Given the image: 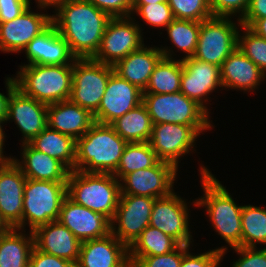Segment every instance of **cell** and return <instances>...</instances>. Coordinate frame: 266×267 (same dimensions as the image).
Segmentation results:
<instances>
[{
  "mask_svg": "<svg viewBox=\"0 0 266 267\" xmlns=\"http://www.w3.org/2000/svg\"><path fill=\"white\" fill-rule=\"evenodd\" d=\"M10 228L0 238V267H29V258L34 247L32 231Z\"/></svg>",
  "mask_w": 266,
  "mask_h": 267,
  "instance_id": "29",
  "label": "cell"
},
{
  "mask_svg": "<svg viewBox=\"0 0 266 267\" xmlns=\"http://www.w3.org/2000/svg\"><path fill=\"white\" fill-rule=\"evenodd\" d=\"M26 179L12 159L0 162V215L10 228L22 229Z\"/></svg>",
  "mask_w": 266,
  "mask_h": 267,
  "instance_id": "18",
  "label": "cell"
},
{
  "mask_svg": "<svg viewBox=\"0 0 266 267\" xmlns=\"http://www.w3.org/2000/svg\"><path fill=\"white\" fill-rule=\"evenodd\" d=\"M155 199L146 196L120 195L118 207L111 220V233L129 247L149 226Z\"/></svg>",
  "mask_w": 266,
  "mask_h": 267,
  "instance_id": "11",
  "label": "cell"
},
{
  "mask_svg": "<svg viewBox=\"0 0 266 267\" xmlns=\"http://www.w3.org/2000/svg\"><path fill=\"white\" fill-rule=\"evenodd\" d=\"M178 169L171 163L158 161L154 166L125 175L120 182V195L162 198L174 190Z\"/></svg>",
  "mask_w": 266,
  "mask_h": 267,
  "instance_id": "12",
  "label": "cell"
},
{
  "mask_svg": "<svg viewBox=\"0 0 266 267\" xmlns=\"http://www.w3.org/2000/svg\"><path fill=\"white\" fill-rule=\"evenodd\" d=\"M68 0H35L36 3H38V8L41 9H47L49 7L55 8V12L64 5Z\"/></svg>",
  "mask_w": 266,
  "mask_h": 267,
  "instance_id": "49",
  "label": "cell"
},
{
  "mask_svg": "<svg viewBox=\"0 0 266 267\" xmlns=\"http://www.w3.org/2000/svg\"><path fill=\"white\" fill-rule=\"evenodd\" d=\"M266 18V0H250L246 14L242 19Z\"/></svg>",
  "mask_w": 266,
  "mask_h": 267,
  "instance_id": "47",
  "label": "cell"
},
{
  "mask_svg": "<svg viewBox=\"0 0 266 267\" xmlns=\"http://www.w3.org/2000/svg\"><path fill=\"white\" fill-rule=\"evenodd\" d=\"M200 134L183 124H153L148 143L160 161L173 164L178 169L179 159L191 152Z\"/></svg>",
  "mask_w": 266,
  "mask_h": 267,
  "instance_id": "13",
  "label": "cell"
},
{
  "mask_svg": "<svg viewBox=\"0 0 266 267\" xmlns=\"http://www.w3.org/2000/svg\"><path fill=\"white\" fill-rule=\"evenodd\" d=\"M29 267H76L74 263L57 256L42 252L33 247Z\"/></svg>",
  "mask_w": 266,
  "mask_h": 267,
  "instance_id": "44",
  "label": "cell"
},
{
  "mask_svg": "<svg viewBox=\"0 0 266 267\" xmlns=\"http://www.w3.org/2000/svg\"><path fill=\"white\" fill-rule=\"evenodd\" d=\"M132 16L111 17L96 55L95 61L114 66L131 52L144 45L143 29Z\"/></svg>",
  "mask_w": 266,
  "mask_h": 267,
  "instance_id": "10",
  "label": "cell"
},
{
  "mask_svg": "<svg viewBox=\"0 0 266 267\" xmlns=\"http://www.w3.org/2000/svg\"><path fill=\"white\" fill-rule=\"evenodd\" d=\"M134 13L151 27L157 28H166L175 19L168 1L154 4H132V15Z\"/></svg>",
  "mask_w": 266,
  "mask_h": 267,
  "instance_id": "38",
  "label": "cell"
},
{
  "mask_svg": "<svg viewBox=\"0 0 266 267\" xmlns=\"http://www.w3.org/2000/svg\"><path fill=\"white\" fill-rule=\"evenodd\" d=\"M163 57L155 66L149 83L143 93L167 94L180 92V82L183 73L181 59H174L172 48L160 47ZM172 52V53H171Z\"/></svg>",
  "mask_w": 266,
  "mask_h": 267,
  "instance_id": "28",
  "label": "cell"
},
{
  "mask_svg": "<svg viewBox=\"0 0 266 267\" xmlns=\"http://www.w3.org/2000/svg\"><path fill=\"white\" fill-rule=\"evenodd\" d=\"M153 124L170 123L192 126L199 134L213 128L207 112L196 101L189 99L182 92L167 94H142Z\"/></svg>",
  "mask_w": 266,
  "mask_h": 267,
  "instance_id": "6",
  "label": "cell"
},
{
  "mask_svg": "<svg viewBox=\"0 0 266 267\" xmlns=\"http://www.w3.org/2000/svg\"><path fill=\"white\" fill-rule=\"evenodd\" d=\"M159 159L148 142L127 143L116 172L119 181L127 174L154 166Z\"/></svg>",
  "mask_w": 266,
  "mask_h": 267,
  "instance_id": "33",
  "label": "cell"
},
{
  "mask_svg": "<svg viewBox=\"0 0 266 267\" xmlns=\"http://www.w3.org/2000/svg\"><path fill=\"white\" fill-rule=\"evenodd\" d=\"M201 186L203 196L193 201V206L204 207L215 232L229 247H241V213L243 205L234 201L221 182L201 164Z\"/></svg>",
  "mask_w": 266,
  "mask_h": 267,
  "instance_id": "2",
  "label": "cell"
},
{
  "mask_svg": "<svg viewBox=\"0 0 266 267\" xmlns=\"http://www.w3.org/2000/svg\"><path fill=\"white\" fill-rule=\"evenodd\" d=\"M142 94L143 91L136 85L121 78L113 71L107 82L99 108L93 115L94 121L111 124L141 104Z\"/></svg>",
  "mask_w": 266,
  "mask_h": 267,
  "instance_id": "15",
  "label": "cell"
},
{
  "mask_svg": "<svg viewBox=\"0 0 266 267\" xmlns=\"http://www.w3.org/2000/svg\"><path fill=\"white\" fill-rule=\"evenodd\" d=\"M127 142L110 124L94 122L76 140L75 171L114 174Z\"/></svg>",
  "mask_w": 266,
  "mask_h": 267,
  "instance_id": "3",
  "label": "cell"
},
{
  "mask_svg": "<svg viewBox=\"0 0 266 267\" xmlns=\"http://www.w3.org/2000/svg\"><path fill=\"white\" fill-rule=\"evenodd\" d=\"M228 247H218L205 253L194 254L189 250L183 255L180 267H219Z\"/></svg>",
  "mask_w": 266,
  "mask_h": 267,
  "instance_id": "39",
  "label": "cell"
},
{
  "mask_svg": "<svg viewBox=\"0 0 266 267\" xmlns=\"http://www.w3.org/2000/svg\"><path fill=\"white\" fill-rule=\"evenodd\" d=\"M179 245L174 238L149 225L128 247L130 266L133 267L142 257L163 255Z\"/></svg>",
  "mask_w": 266,
  "mask_h": 267,
  "instance_id": "31",
  "label": "cell"
},
{
  "mask_svg": "<svg viewBox=\"0 0 266 267\" xmlns=\"http://www.w3.org/2000/svg\"><path fill=\"white\" fill-rule=\"evenodd\" d=\"M127 143L148 142L153 129L151 117L143 103L110 124Z\"/></svg>",
  "mask_w": 266,
  "mask_h": 267,
  "instance_id": "32",
  "label": "cell"
},
{
  "mask_svg": "<svg viewBox=\"0 0 266 267\" xmlns=\"http://www.w3.org/2000/svg\"><path fill=\"white\" fill-rule=\"evenodd\" d=\"M34 247L42 252L68 260L76 265L81 242L59 221L38 226L32 231Z\"/></svg>",
  "mask_w": 266,
  "mask_h": 267,
  "instance_id": "23",
  "label": "cell"
},
{
  "mask_svg": "<svg viewBox=\"0 0 266 267\" xmlns=\"http://www.w3.org/2000/svg\"><path fill=\"white\" fill-rule=\"evenodd\" d=\"M266 207L244 205L241 213V247L266 245Z\"/></svg>",
  "mask_w": 266,
  "mask_h": 267,
  "instance_id": "34",
  "label": "cell"
},
{
  "mask_svg": "<svg viewBox=\"0 0 266 267\" xmlns=\"http://www.w3.org/2000/svg\"><path fill=\"white\" fill-rule=\"evenodd\" d=\"M66 197L67 182L26 179L23 196L22 230L28 224L29 230L33 231L38 226L58 221L61 206Z\"/></svg>",
  "mask_w": 266,
  "mask_h": 267,
  "instance_id": "7",
  "label": "cell"
},
{
  "mask_svg": "<svg viewBox=\"0 0 266 267\" xmlns=\"http://www.w3.org/2000/svg\"><path fill=\"white\" fill-rule=\"evenodd\" d=\"M113 71V66L92 58L75 59L72 64V88L69 100L94 115Z\"/></svg>",
  "mask_w": 266,
  "mask_h": 267,
  "instance_id": "9",
  "label": "cell"
},
{
  "mask_svg": "<svg viewBox=\"0 0 266 267\" xmlns=\"http://www.w3.org/2000/svg\"><path fill=\"white\" fill-rule=\"evenodd\" d=\"M182 63L180 92L196 101L208 112L206 104H208L210 93L218 88L223 89L220 67L194 57L183 59Z\"/></svg>",
  "mask_w": 266,
  "mask_h": 267,
  "instance_id": "16",
  "label": "cell"
},
{
  "mask_svg": "<svg viewBox=\"0 0 266 267\" xmlns=\"http://www.w3.org/2000/svg\"><path fill=\"white\" fill-rule=\"evenodd\" d=\"M13 120L22 133V144L29 143L48 126L47 104L24 95L16 88L8 100L7 118Z\"/></svg>",
  "mask_w": 266,
  "mask_h": 267,
  "instance_id": "19",
  "label": "cell"
},
{
  "mask_svg": "<svg viewBox=\"0 0 266 267\" xmlns=\"http://www.w3.org/2000/svg\"><path fill=\"white\" fill-rule=\"evenodd\" d=\"M175 19L202 22L213 17L210 0H168Z\"/></svg>",
  "mask_w": 266,
  "mask_h": 267,
  "instance_id": "37",
  "label": "cell"
},
{
  "mask_svg": "<svg viewBox=\"0 0 266 267\" xmlns=\"http://www.w3.org/2000/svg\"><path fill=\"white\" fill-rule=\"evenodd\" d=\"M166 1L168 0H132V4H154Z\"/></svg>",
  "mask_w": 266,
  "mask_h": 267,
  "instance_id": "52",
  "label": "cell"
},
{
  "mask_svg": "<svg viewBox=\"0 0 266 267\" xmlns=\"http://www.w3.org/2000/svg\"><path fill=\"white\" fill-rule=\"evenodd\" d=\"M29 144L62 162L70 171L74 170L76 160V140L48 126L41 131Z\"/></svg>",
  "mask_w": 266,
  "mask_h": 267,
  "instance_id": "30",
  "label": "cell"
},
{
  "mask_svg": "<svg viewBox=\"0 0 266 267\" xmlns=\"http://www.w3.org/2000/svg\"><path fill=\"white\" fill-rule=\"evenodd\" d=\"M231 17H211L200 22L194 58L221 67L223 61L238 47V31L242 26ZM238 26H237V25Z\"/></svg>",
  "mask_w": 266,
  "mask_h": 267,
  "instance_id": "8",
  "label": "cell"
},
{
  "mask_svg": "<svg viewBox=\"0 0 266 267\" xmlns=\"http://www.w3.org/2000/svg\"><path fill=\"white\" fill-rule=\"evenodd\" d=\"M240 29L244 32L241 36L238 31V48L266 75V40L246 26L242 25Z\"/></svg>",
  "mask_w": 266,
  "mask_h": 267,
  "instance_id": "36",
  "label": "cell"
},
{
  "mask_svg": "<svg viewBox=\"0 0 266 267\" xmlns=\"http://www.w3.org/2000/svg\"><path fill=\"white\" fill-rule=\"evenodd\" d=\"M16 75L17 88L39 102L48 105L70 98L72 64L22 65Z\"/></svg>",
  "mask_w": 266,
  "mask_h": 267,
  "instance_id": "5",
  "label": "cell"
},
{
  "mask_svg": "<svg viewBox=\"0 0 266 267\" xmlns=\"http://www.w3.org/2000/svg\"><path fill=\"white\" fill-rule=\"evenodd\" d=\"M222 87L244 93L255 91L266 75L238 47L223 61L220 67Z\"/></svg>",
  "mask_w": 266,
  "mask_h": 267,
  "instance_id": "24",
  "label": "cell"
},
{
  "mask_svg": "<svg viewBox=\"0 0 266 267\" xmlns=\"http://www.w3.org/2000/svg\"><path fill=\"white\" fill-rule=\"evenodd\" d=\"M10 229L0 215V238Z\"/></svg>",
  "mask_w": 266,
  "mask_h": 267,
  "instance_id": "51",
  "label": "cell"
},
{
  "mask_svg": "<svg viewBox=\"0 0 266 267\" xmlns=\"http://www.w3.org/2000/svg\"><path fill=\"white\" fill-rule=\"evenodd\" d=\"M241 24L248 27L258 36L266 40V18L261 19H241Z\"/></svg>",
  "mask_w": 266,
  "mask_h": 267,
  "instance_id": "48",
  "label": "cell"
},
{
  "mask_svg": "<svg viewBox=\"0 0 266 267\" xmlns=\"http://www.w3.org/2000/svg\"><path fill=\"white\" fill-rule=\"evenodd\" d=\"M47 123L50 129L77 140L95 122L93 115L70 100L47 105Z\"/></svg>",
  "mask_w": 266,
  "mask_h": 267,
  "instance_id": "26",
  "label": "cell"
},
{
  "mask_svg": "<svg viewBox=\"0 0 266 267\" xmlns=\"http://www.w3.org/2000/svg\"><path fill=\"white\" fill-rule=\"evenodd\" d=\"M24 52L28 59V64L24 65H66L73 64L76 59L53 23L35 36Z\"/></svg>",
  "mask_w": 266,
  "mask_h": 267,
  "instance_id": "22",
  "label": "cell"
},
{
  "mask_svg": "<svg viewBox=\"0 0 266 267\" xmlns=\"http://www.w3.org/2000/svg\"><path fill=\"white\" fill-rule=\"evenodd\" d=\"M30 3V0H0V22L17 18Z\"/></svg>",
  "mask_w": 266,
  "mask_h": 267,
  "instance_id": "45",
  "label": "cell"
},
{
  "mask_svg": "<svg viewBox=\"0 0 266 267\" xmlns=\"http://www.w3.org/2000/svg\"><path fill=\"white\" fill-rule=\"evenodd\" d=\"M21 158L12 157L27 179L67 182L70 170L59 160L34 149L29 143L21 145Z\"/></svg>",
  "mask_w": 266,
  "mask_h": 267,
  "instance_id": "25",
  "label": "cell"
},
{
  "mask_svg": "<svg viewBox=\"0 0 266 267\" xmlns=\"http://www.w3.org/2000/svg\"><path fill=\"white\" fill-rule=\"evenodd\" d=\"M5 122H3V121H0V162H6V161H9V160H11L12 159V157L10 156V157H7V156H4V154H3V150L5 149V148H3L4 147V142H5V137H6V134H5V132L3 131V124H4ZM2 124V125H1Z\"/></svg>",
  "mask_w": 266,
  "mask_h": 267,
  "instance_id": "50",
  "label": "cell"
},
{
  "mask_svg": "<svg viewBox=\"0 0 266 267\" xmlns=\"http://www.w3.org/2000/svg\"><path fill=\"white\" fill-rule=\"evenodd\" d=\"M110 18L87 0H68L52 14V23L73 56L86 59L96 55Z\"/></svg>",
  "mask_w": 266,
  "mask_h": 267,
  "instance_id": "1",
  "label": "cell"
},
{
  "mask_svg": "<svg viewBox=\"0 0 266 267\" xmlns=\"http://www.w3.org/2000/svg\"><path fill=\"white\" fill-rule=\"evenodd\" d=\"M7 96L0 92V121L5 122L7 118L8 100L11 93L17 88L14 77H7L5 80Z\"/></svg>",
  "mask_w": 266,
  "mask_h": 267,
  "instance_id": "46",
  "label": "cell"
},
{
  "mask_svg": "<svg viewBox=\"0 0 266 267\" xmlns=\"http://www.w3.org/2000/svg\"><path fill=\"white\" fill-rule=\"evenodd\" d=\"M120 183L113 174L73 170L68 176L67 197L111 221L118 207Z\"/></svg>",
  "mask_w": 266,
  "mask_h": 267,
  "instance_id": "4",
  "label": "cell"
},
{
  "mask_svg": "<svg viewBox=\"0 0 266 267\" xmlns=\"http://www.w3.org/2000/svg\"><path fill=\"white\" fill-rule=\"evenodd\" d=\"M191 245H179L175 250L150 257H142L133 267H180L183 255Z\"/></svg>",
  "mask_w": 266,
  "mask_h": 267,
  "instance_id": "40",
  "label": "cell"
},
{
  "mask_svg": "<svg viewBox=\"0 0 266 267\" xmlns=\"http://www.w3.org/2000/svg\"><path fill=\"white\" fill-rule=\"evenodd\" d=\"M250 0H210L213 17H234L241 20L247 12ZM233 15V16H232Z\"/></svg>",
  "mask_w": 266,
  "mask_h": 267,
  "instance_id": "41",
  "label": "cell"
},
{
  "mask_svg": "<svg viewBox=\"0 0 266 267\" xmlns=\"http://www.w3.org/2000/svg\"><path fill=\"white\" fill-rule=\"evenodd\" d=\"M28 6L17 18L0 22V51L21 53L51 23L52 15L32 12Z\"/></svg>",
  "mask_w": 266,
  "mask_h": 267,
  "instance_id": "17",
  "label": "cell"
},
{
  "mask_svg": "<svg viewBox=\"0 0 266 267\" xmlns=\"http://www.w3.org/2000/svg\"><path fill=\"white\" fill-rule=\"evenodd\" d=\"M171 44L186 53L181 60L193 57L197 48L200 22L174 19L165 28Z\"/></svg>",
  "mask_w": 266,
  "mask_h": 267,
  "instance_id": "35",
  "label": "cell"
},
{
  "mask_svg": "<svg viewBox=\"0 0 266 267\" xmlns=\"http://www.w3.org/2000/svg\"><path fill=\"white\" fill-rule=\"evenodd\" d=\"M162 57L163 53L159 47H147L144 44L118 61L113 66L114 72L144 91L155 66Z\"/></svg>",
  "mask_w": 266,
  "mask_h": 267,
  "instance_id": "27",
  "label": "cell"
},
{
  "mask_svg": "<svg viewBox=\"0 0 266 267\" xmlns=\"http://www.w3.org/2000/svg\"><path fill=\"white\" fill-rule=\"evenodd\" d=\"M189 217L185 199L173 191L155 199L149 225L174 238L180 245H190L193 239L188 227Z\"/></svg>",
  "mask_w": 266,
  "mask_h": 267,
  "instance_id": "14",
  "label": "cell"
},
{
  "mask_svg": "<svg viewBox=\"0 0 266 267\" xmlns=\"http://www.w3.org/2000/svg\"><path fill=\"white\" fill-rule=\"evenodd\" d=\"M236 247L233 248L240 258L233 261L232 267H266V247Z\"/></svg>",
  "mask_w": 266,
  "mask_h": 267,
  "instance_id": "42",
  "label": "cell"
},
{
  "mask_svg": "<svg viewBox=\"0 0 266 267\" xmlns=\"http://www.w3.org/2000/svg\"><path fill=\"white\" fill-rule=\"evenodd\" d=\"M110 17L132 15V0H87Z\"/></svg>",
  "mask_w": 266,
  "mask_h": 267,
  "instance_id": "43",
  "label": "cell"
},
{
  "mask_svg": "<svg viewBox=\"0 0 266 267\" xmlns=\"http://www.w3.org/2000/svg\"><path fill=\"white\" fill-rule=\"evenodd\" d=\"M58 221L80 241H88L111 233V221L104 215L78 205L66 197Z\"/></svg>",
  "mask_w": 266,
  "mask_h": 267,
  "instance_id": "20",
  "label": "cell"
},
{
  "mask_svg": "<svg viewBox=\"0 0 266 267\" xmlns=\"http://www.w3.org/2000/svg\"><path fill=\"white\" fill-rule=\"evenodd\" d=\"M76 267H131L128 247L112 233L81 242Z\"/></svg>",
  "mask_w": 266,
  "mask_h": 267,
  "instance_id": "21",
  "label": "cell"
}]
</instances>
